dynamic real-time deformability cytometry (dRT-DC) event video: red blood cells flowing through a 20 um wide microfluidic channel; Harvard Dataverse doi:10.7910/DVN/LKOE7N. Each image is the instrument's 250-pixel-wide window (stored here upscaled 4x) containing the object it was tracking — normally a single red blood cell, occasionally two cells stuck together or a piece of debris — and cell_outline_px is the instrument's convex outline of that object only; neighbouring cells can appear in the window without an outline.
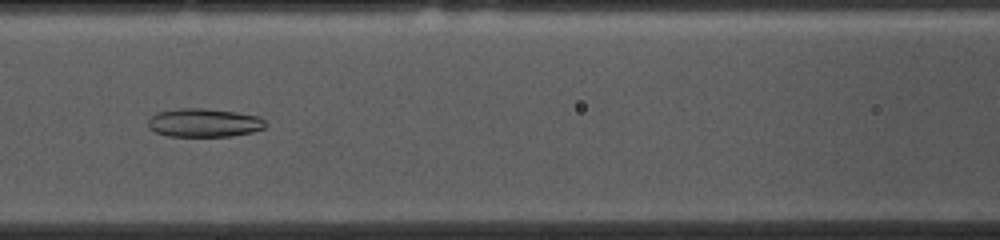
{"species": "common noctule bat (a hibernating species)", "species_latin": "Nyctalus noctula", "temperature_condition": "cold", "stored_images_in_passage": 52, "camera_frame_rate_fps": 3000, "um_per_image_px": 0.085, "animal": {"sex": "female", "body_mass_g": 10.0, "forearm_length_mm": 53.1}, "frame": {"image": 1, "passage_image": 21, "time_ms": 6.667, "image_size_px": [1000, 240], "cell_outline_px": [[268, 124], [264, 128], [252, 132], [232, 136], [168, 136], [156, 132], [148, 128], [148, 120], [156, 112], [180, 108], [204, 108], [236, 112], [260, 116]], "centroid_in_image_um": [17.36, 10.43], "position_along_channel_um": 149.2, "area_um2": 19.65}}
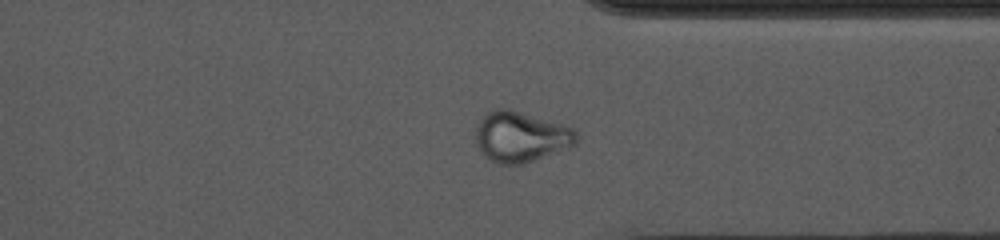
{"frame": {"image": 2, "passage_image": 39, "time_ms": 12.667, "image_size_px": [1000, 240], "cell_outline_px": [[576, 144], [532, 160], [520, 164], [500, 164], [492, 160], [480, 148], [476, 140], [476, 124], [484, 112], [496, 108], [508, 108], [560, 124], [572, 128], [576, 132]], "centroid_in_image_um": [44.22, 11.58], "position_along_channel_um": 367.2, "area_um2": 28.96}}
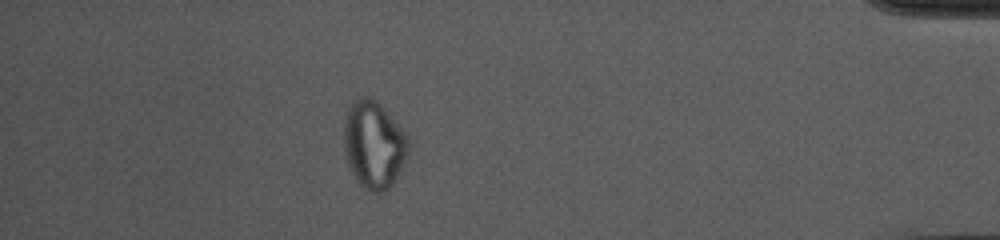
{"frame": {"image": 3, "passage_image": 46, "time_ms": 15.0, "image_size_px": [1000, 240], "cell_outline_px": [[408, 152], [404, 164], [400, 172], [392, 184], [384, 192], [368, 192], [360, 184], [352, 172], [344, 148], [344, 120], [348, 108], [352, 100], [360, 96], [372, 96], [384, 108], [408, 136]], "centroid_in_image_um": [31.77, 12.27], "position_along_channel_um": 403.4, "area_um2": 32.89}, "authors_computed_cell_mechanics": {"area_um2": 26.2701, "velocity_mm_per_s": 3.68, "shape_relaxation_time_tau1_ms": null, "shape_relaxation_time_tau2_ms": 4.3804, "deformation_change_tau1": null, "deformation_change_tau2": 0.094}}